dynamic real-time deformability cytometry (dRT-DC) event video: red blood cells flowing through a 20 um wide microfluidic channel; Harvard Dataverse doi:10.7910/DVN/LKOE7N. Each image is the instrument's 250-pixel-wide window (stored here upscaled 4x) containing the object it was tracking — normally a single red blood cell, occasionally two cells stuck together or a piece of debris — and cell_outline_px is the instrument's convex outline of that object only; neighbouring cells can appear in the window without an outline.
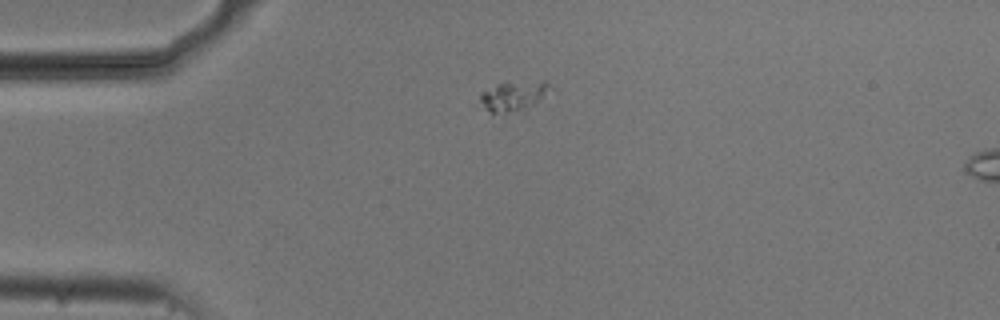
{"species": "common noctule bat (a hibernating species)", "species_latin": "Nyctalus noctula", "temperature_condition": "cold", "stored_images_in_passage": 43, "camera_frame_rate_fps": 3000, "um_per_image_px": 0.085, "animal": {"sex": "male", "body_mass_g": 20.5, "forearm_length_mm": 52.5}, "frame": {"image": 1, "passage_image": 1, "time_ms": 0.0, "image_size_px": [1000, 320], "cell_outline_px": [[552, 88], [536, 104], [524, 108], [504, 112], [492, 112], [484, 108], [480, 100], [480, 92], [496, 84], [544, 80], [548, 80]], "centroid_in_image_um": [43.68, 8.11], "position_along_channel_um": 41.3, "area_um2": 11.91}}
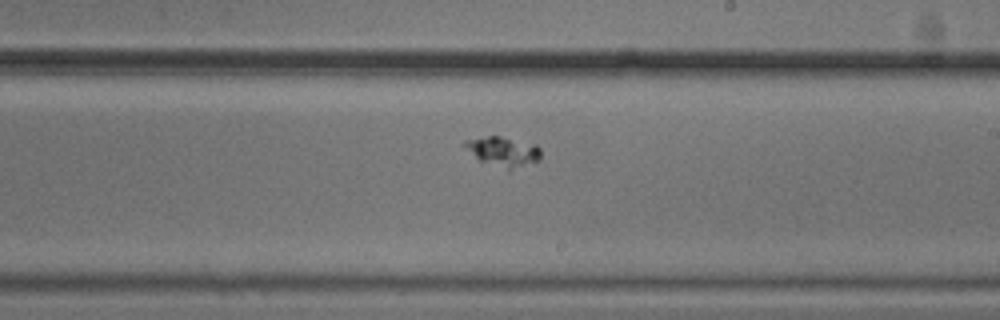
{"frame": {"image": 2, "passage_image": 20, "time_ms": 6.333, "image_size_px": [1000, 320], "cell_outline_px": [[540, 160], [508, 172], [480, 160], [460, 144], [464, 140], [488, 136], [500, 136], [536, 144], [540, 148]], "centroid_in_image_um": [42.77, 12.9], "position_along_channel_um": 246.2, "area_um2": 13.47}}
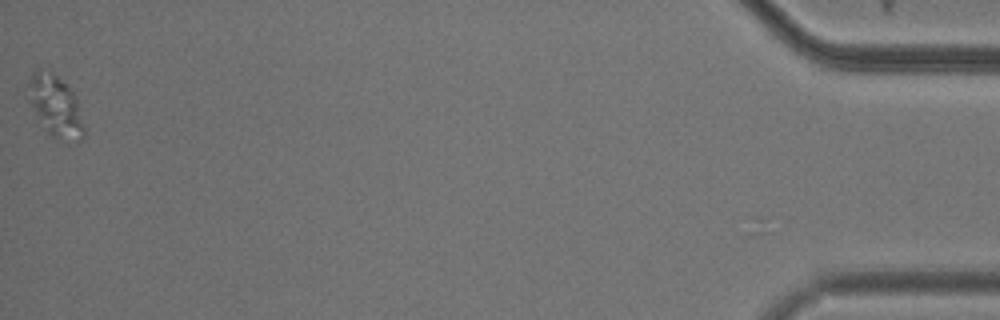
{"frame": {"image": 3, "passage_image": 43, "time_ms": 14.0, "image_size_px": [1000, 320], "cell_outline_px": [[84, 136], [76, 144], [56, 140], [48, 132], [32, 108], [28, 84], [36, 68], [52, 72], [76, 96], [84, 124]], "centroid_in_image_um": [4.77, 9.09], "position_along_channel_um": 430.4, "area_um2": 19.71}}